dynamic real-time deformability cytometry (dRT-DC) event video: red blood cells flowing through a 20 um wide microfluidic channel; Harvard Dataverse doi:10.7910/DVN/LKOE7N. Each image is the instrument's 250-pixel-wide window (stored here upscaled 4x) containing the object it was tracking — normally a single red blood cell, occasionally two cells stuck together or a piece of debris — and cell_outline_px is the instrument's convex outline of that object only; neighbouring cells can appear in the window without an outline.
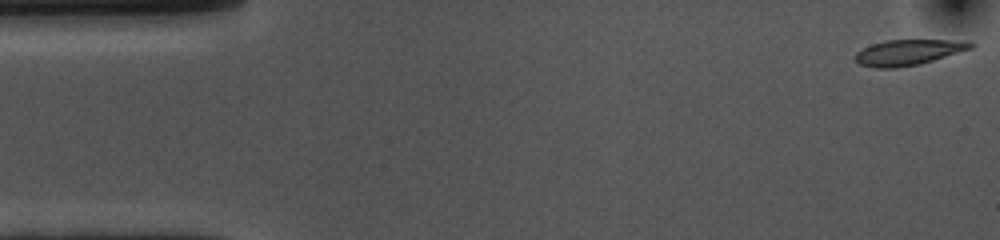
{"species": "common noctule bat (a hibernating species)", "species_latin": "Nyctalus noctula", "temperature_condition": "cold", "stored_images_in_passage": 54, "camera_frame_rate_fps": 3000, "um_per_image_px": 0.085, "animal": {"sex": "female", "body_mass_g": 10.0, "forearm_length_mm": 53.1}, "frame": {"image": 1, "passage_image": 1, "time_ms": 0.0, "image_size_px": [1000, 240], "cell_outline_px": [[976, 44], [972, 48], [920, 64], [896, 68], [876, 68], [860, 64], [856, 60], [856, 52], [872, 44], [888, 40], [972, 40]], "centroid_in_image_um": [77.27, 4.44], "position_along_channel_um": 7.7, "area_um2": 17.17}}
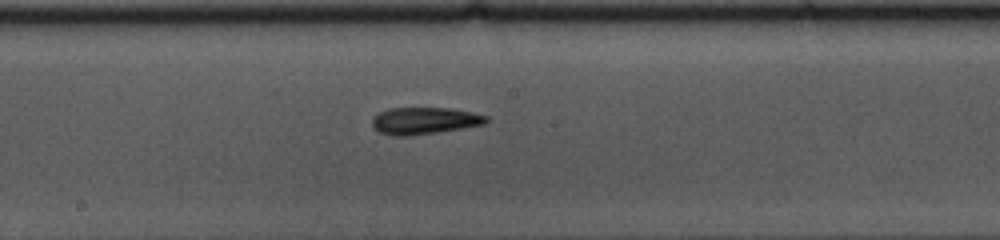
{"frame": {"image": 2, "passage_image": 27, "time_ms": 8.667, "image_size_px": [1000, 240], "cell_outline_px": [[488, 120], [484, 124], [464, 128], [408, 136], [396, 136], [380, 132], [372, 128], [372, 120], [380, 112], [388, 108], [448, 108], [472, 112], [488, 116]], "centroid_in_image_um": [36.08, 10.26], "position_along_channel_um": 212.1, "area_um2": 17.8}}
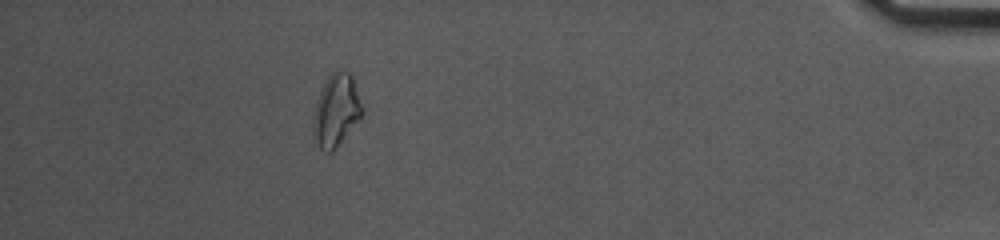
{"frame": {"image": 3, "passage_image": 48, "time_ms": 15.667, "image_size_px": [1000, 240], "cell_outline_px": [[364, 112], [360, 120], [336, 148], [332, 152], [324, 152], [316, 144], [312, 132], [316, 100], [328, 76], [336, 68], [340, 68], [348, 72], [352, 76], [364, 108]], "centroid_in_image_um": [28.59, 9.39], "position_along_channel_um": 406.6, "area_um2": 20.98}, "authors_computed_cell_mechanics": {"area_um2": 17.5712, "velocity_mm_per_s": 3.6226, "shape_relaxation_time_tau1_ms": 4.9653, "shape_relaxation_time_tau2_ms": 5.8723, "deformation_change_tau1": 0.1787, "deformation_change_tau2": 0.1349}}